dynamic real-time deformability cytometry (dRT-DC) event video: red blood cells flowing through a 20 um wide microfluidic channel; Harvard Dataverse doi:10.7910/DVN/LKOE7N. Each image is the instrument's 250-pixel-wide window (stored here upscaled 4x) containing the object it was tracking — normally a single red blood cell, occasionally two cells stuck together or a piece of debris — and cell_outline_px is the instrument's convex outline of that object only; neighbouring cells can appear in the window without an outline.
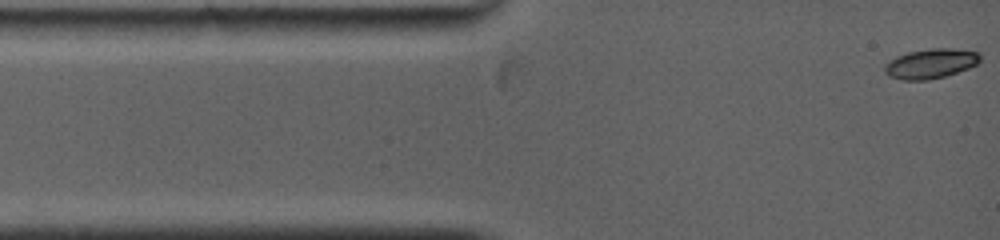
{"species": "common noctule bat (a hibernating species)", "species_latin": "Nyctalus noctula", "temperature_condition": "warm", "stored_images_in_passage": 35, "camera_frame_rate_fps": 5000, "um_per_image_px": 0.085, "animal": {"sex": "female", "body_mass_g": 19.0, "forearm_length_mm": 53.3}, "frame": {"image": 1, "passage_image": 1, "time_ms": 0.0, "image_size_px": [1000, 240], "cell_outline_px": [[980, 60], [976, 64], [968, 68], [944, 76], [928, 80], [900, 80], [888, 76], [884, 72], [884, 68], [896, 56], [908, 52], [932, 48], [952, 48], [976, 52], [980, 56]], "centroid_in_image_um": [79.08, 5.41], "position_along_channel_um": 5.9, "area_um2": 16.3}}
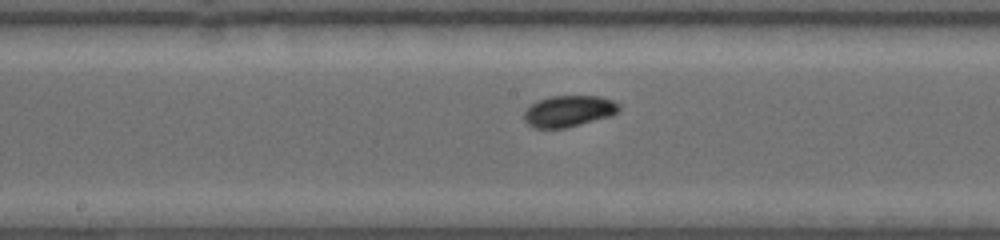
{"frame": {"image": 2, "passage_image": 16, "time_ms": 6.2, "image_size_px": [1000, 240], "cell_outline_px": [[620, 108], [612, 116], [568, 128], [532, 128], [524, 120], [524, 112], [532, 104], [540, 100], [552, 96], [596, 96], [612, 100], [620, 104]], "centroid_in_image_um": [48.36, 9.46], "position_along_channel_um": 199.8, "area_um2": 17.34}}
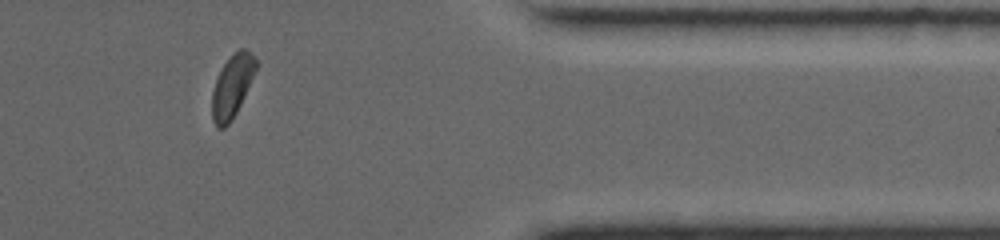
{"frame": {"image": 3, "passage_image": 30, "time_ms": 11.6, "image_size_px": [1000, 240], "cell_outline_px": [[256, 68], [240, 104], [232, 120], [224, 128], [216, 128], [212, 120], [212, 92], [216, 80], [224, 64], [240, 48], [244, 48], [256, 60]], "centroid_in_image_um": [19.69, 7.39], "position_along_channel_um": 391.7, "area_um2": 15.37}, "authors_computed_cell_mechanics": {"area_um2": 16.5886, "velocity_mm_per_s": 3.9574, "shape_relaxation_time_tau1_ms": 1.8137, "shape_relaxation_time_tau2_ms": null, "deformation_change_tau1": 0.1014, "deformation_change_tau2": null}}